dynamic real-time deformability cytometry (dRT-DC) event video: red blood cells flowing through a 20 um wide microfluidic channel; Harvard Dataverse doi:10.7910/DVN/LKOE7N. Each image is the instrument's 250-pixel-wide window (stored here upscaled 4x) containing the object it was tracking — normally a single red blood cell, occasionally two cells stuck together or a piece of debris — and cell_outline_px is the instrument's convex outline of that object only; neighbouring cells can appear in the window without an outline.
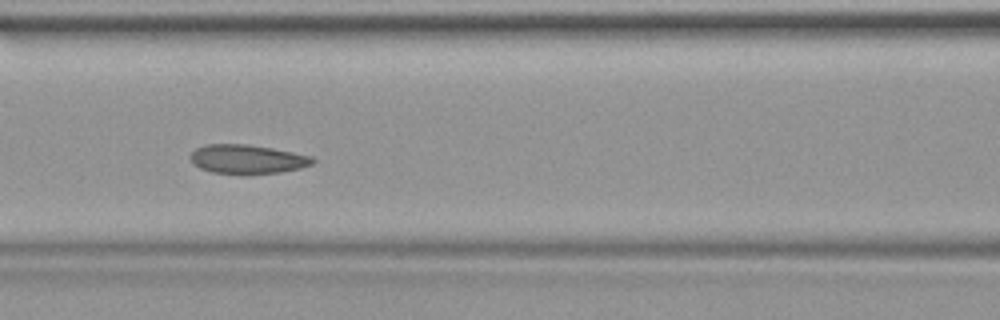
{"species": "common noctule bat (a hibernating species)", "species_latin": "Nyctalus noctula", "temperature_condition": "warm", "stored_images_in_passage": 41, "camera_frame_rate_fps": 3000, "um_per_image_px": 0.085, "animal": {"sex": "female", "body_mass_g": 19.9}, "frame": {"image": 1, "passage_image": 18, "time_ms": 5.667, "image_size_px": [1000, 320], "cell_outline_px": [[316, 160], [312, 164], [300, 168], [280, 172], [244, 176], [212, 172], [200, 168], [192, 164], [188, 156], [196, 148], [204, 144], [248, 144], [272, 148], [312, 156]], "centroid_in_image_um": [20.98, 13.55], "position_along_channel_um": 145.6, "area_um2": 21.27}}